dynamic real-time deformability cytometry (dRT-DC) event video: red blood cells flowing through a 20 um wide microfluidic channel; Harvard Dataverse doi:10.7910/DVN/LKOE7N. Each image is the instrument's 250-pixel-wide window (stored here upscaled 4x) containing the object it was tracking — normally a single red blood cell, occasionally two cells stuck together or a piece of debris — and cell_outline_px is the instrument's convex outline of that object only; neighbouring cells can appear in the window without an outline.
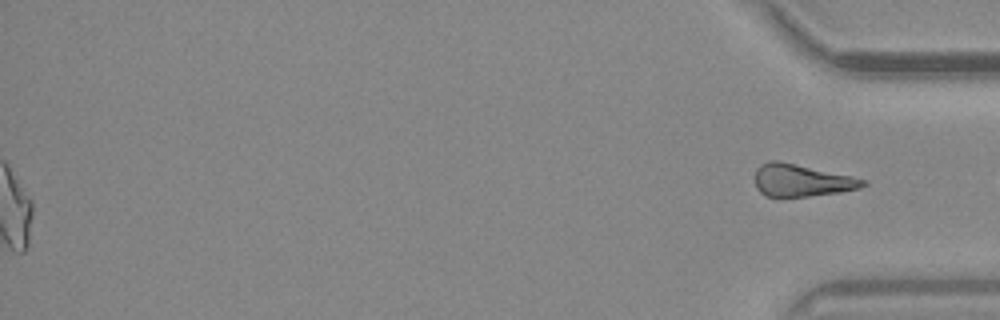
{"species": "common noctule bat (a hibernating species)", "species_latin": "Nyctalus noctula", "temperature_condition": "warm", "stored_images_in_passage": 56, "segment_of_instrument_passage": [2, 2], "camera_frame_rate_fps": 3000, "um_per_image_px": 0.085, "animal": {"sex": "male", "body_mass_g": 20.4}, "frame": {"image": 1, "passage_image": 56, "time_ms": 18.333, "image_size_px": [1000, 320], "cell_outline_px": [[868, 184], [860, 188], [840, 192], [808, 196], [764, 196], [756, 188], [756, 168], [760, 164], [768, 160], [780, 160], [852, 176], [868, 180]], "centroid_in_image_um": [68.14, 15.31], "position_along_channel_um": 367.1, "area_um2": 20.46}}